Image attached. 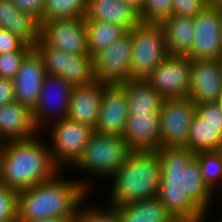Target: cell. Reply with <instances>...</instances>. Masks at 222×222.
Listing matches in <instances>:
<instances>
[{"mask_svg":"<svg viewBox=\"0 0 222 222\" xmlns=\"http://www.w3.org/2000/svg\"><path fill=\"white\" fill-rule=\"evenodd\" d=\"M40 39L75 55H89L85 18H53L40 24Z\"/></svg>","mask_w":222,"mask_h":222,"instance_id":"cell-12","label":"cell"},{"mask_svg":"<svg viewBox=\"0 0 222 222\" xmlns=\"http://www.w3.org/2000/svg\"><path fill=\"white\" fill-rule=\"evenodd\" d=\"M160 178L161 168L156 151H131L125 163L109 179L112 180V188L105 204L118 207L155 198Z\"/></svg>","mask_w":222,"mask_h":222,"instance_id":"cell-4","label":"cell"},{"mask_svg":"<svg viewBox=\"0 0 222 222\" xmlns=\"http://www.w3.org/2000/svg\"><path fill=\"white\" fill-rule=\"evenodd\" d=\"M85 26L88 52L92 58L127 32L123 27L107 22L85 20Z\"/></svg>","mask_w":222,"mask_h":222,"instance_id":"cell-27","label":"cell"},{"mask_svg":"<svg viewBox=\"0 0 222 222\" xmlns=\"http://www.w3.org/2000/svg\"><path fill=\"white\" fill-rule=\"evenodd\" d=\"M4 143H5V141L0 137V155H1L2 149L4 147Z\"/></svg>","mask_w":222,"mask_h":222,"instance_id":"cell-43","label":"cell"},{"mask_svg":"<svg viewBox=\"0 0 222 222\" xmlns=\"http://www.w3.org/2000/svg\"><path fill=\"white\" fill-rule=\"evenodd\" d=\"M39 134L42 132L35 126L30 108L16 101L0 106V137L5 142L31 139Z\"/></svg>","mask_w":222,"mask_h":222,"instance_id":"cell-21","label":"cell"},{"mask_svg":"<svg viewBox=\"0 0 222 222\" xmlns=\"http://www.w3.org/2000/svg\"><path fill=\"white\" fill-rule=\"evenodd\" d=\"M104 85L95 80L85 86L73 87L67 118L95 129L99 119Z\"/></svg>","mask_w":222,"mask_h":222,"instance_id":"cell-20","label":"cell"},{"mask_svg":"<svg viewBox=\"0 0 222 222\" xmlns=\"http://www.w3.org/2000/svg\"><path fill=\"white\" fill-rule=\"evenodd\" d=\"M156 152L161 168L157 198L167 211L172 216L209 215L218 195L204 182L195 153L188 147H163Z\"/></svg>","mask_w":222,"mask_h":222,"instance_id":"cell-1","label":"cell"},{"mask_svg":"<svg viewBox=\"0 0 222 222\" xmlns=\"http://www.w3.org/2000/svg\"><path fill=\"white\" fill-rule=\"evenodd\" d=\"M208 6L214 7V8H222V0H206Z\"/></svg>","mask_w":222,"mask_h":222,"instance_id":"cell-41","label":"cell"},{"mask_svg":"<svg viewBox=\"0 0 222 222\" xmlns=\"http://www.w3.org/2000/svg\"><path fill=\"white\" fill-rule=\"evenodd\" d=\"M122 138L132 151H156L161 148L159 114L128 116Z\"/></svg>","mask_w":222,"mask_h":222,"instance_id":"cell-19","label":"cell"},{"mask_svg":"<svg viewBox=\"0 0 222 222\" xmlns=\"http://www.w3.org/2000/svg\"><path fill=\"white\" fill-rule=\"evenodd\" d=\"M31 51H16L0 54V77L13 80L25 57Z\"/></svg>","mask_w":222,"mask_h":222,"instance_id":"cell-33","label":"cell"},{"mask_svg":"<svg viewBox=\"0 0 222 222\" xmlns=\"http://www.w3.org/2000/svg\"><path fill=\"white\" fill-rule=\"evenodd\" d=\"M196 104L185 98H164L159 116L161 123V148L187 147L191 121Z\"/></svg>","mask_w":222,"mask_h":222,"instance_id":"cell-10","label":"cell"},{"mask_svg":"<svg viewBox=\"0 0 222 222\" xmlns=\"http://www.w3.org/2000/svg\"><path fill=\"white\" fill-rule=\"evenodd\" d=\"M173 0H145L139 11V20L144 23H161L173 14Z\"/></svg>","mask_w":222,"mask_h":222,"instance_id":"cell-30","label":"cell"},{"mask_svg":"<svg viewBox=\"0 0 222 222\" xmlns=\"http://www.w3.org/2000/svg\"><path fill=\"white\" fill-rule=\"evenodd\" d=\"M41 56L46 73L58 76L73 87L94 82V64L90 55H75L46 45L41 39L34 47Z\"/></svg>","mask_w":222,"mask_h":222,"instance_id":"cell-8","label":"cell"},{"mask_svg":"<svg viewBox=\"0 0 222 222\" xmlns=\"http://www.w3.org/2000/svg\"><path fill=\"white\" fill-rule=\"evenodd\" d=\"M72 89L73 86L64 79L46 75L38 102L32 110L35 126L40 132L50 123L67 118Z\"/></svg>","mask_w":222,"mask_h":222,"instance_id":"cell-11","label":"cell"},{"mask_svg":"<svg viewBox=\"0 0 222 222\" xmlns=\"http://www.w3.org/2000/svg\"><path fill=\"white\" fill-rule=\"evenodd\" d=\"M8 222H19V219L17 218L16 220H11V221H8Z\"/></svg>","mask_w":222,"mask_h":222,"instance_id":"cell-44","label":"cell"},{"mask_svg":"<svg viewBox=\"0 0 222 222\" xmlns=\"http://www.w3.org/2000/svg\"><path fill=\"white\" fill-rule=\"evenodd\" d=\"M49 125L43 131L49 130V134L46 135L49 136L48 145L55 164L61 170L67 166L71 168L81 157L95 130L69 118L57 120Z\"/></svg>","mask_w":222,"mask_h":222,"instance_id":"cell-7","label":"cell"},{"mask_svg":"<svg viewBox=\"0 0 222 222\" xmlns=\"http://www.w3.org/2000/svg\"><path fill=\"white\" fill-rule=\"evenodd\" d=\"M0 29L10 31L32 47L40 39L39 21L20 10L12 0H0Z\"/></svg>","mask_w":222,"mask_h":222,"instance_id":"cell-23","label":"cell"},{"mask_svg":"<svg viewBox=\"0 0 222 222\" xmlns=\"http://www.w3.org/2000/svg\"><path fill=\"white\" fill-rule=\"evenodd\" d=\"M23 12L31 14L39 23L43 22V10L46 0H12Z\"/></svg>","mask_w":222,"mask_h":222,"instance_id":"cell-36","label":"cell"},{"mask_svg":"<svg viewBox=\"0 0 222 222\" xmlns=\"http://www.w3.org/2000/svg\"><path fill=\"white\" fill-rule=\"evenodd\" d=\"M132 35L127 31L93 58L94 76L106 85H121L131 76Z\"/></svg>","mask_w":222,"mask_h":222,"instance_id":"cell-9","label":"cell"},{"mask_svg":"<svg viewBox=\"0 0 222 222\" xmlns=\"http://www.w3.org/2000/svg\"><path fill=\"white\" fill-rule=\"evenodd\" d=\"M127 119L126 91L121 85L105 84L95 132L102 135L122 136Z\"/></svg>","mask_w":222,"mask_h":222,"instance_id":"cell-17","label":"cell"},{"mask_svg":"<svg viewBox=\"0 0 222 222\" xmlns=\"http://www.w3.org/2000/svg\"><path fill=\"white\" fill-rule=\"evenodd\" d=\"M85 20L107 22L132 30L139 22V11L124 0H88Z\"/></svg>","mask_w":222,"mask_h":222,"instance_id":"cell-22","label":"cell"},{"mask_svg":"<svg viewBox=\"0 0 222 222\" xmlns=\"http://www.w3.org/2000/svg\"><path fill=\"white\" fill-rule=\"evenodd\" d=\"M62 174L63 170L49 181L18 191L19 220L76 219L81 205L86 204L93 184L87 180V175L85 180L83 177L72 180Z\"/></svg>","mask_w":222,"mask_h":222,"instance_id":"cell-2","label":"cell"},{"mask_svg":"<svg viewBox=\"0 0 222 222\" xmlns=\"http://www.w3.org/2000/svg\"><path fill=\"white\" fill-rule=\"evenodd\" d=\"M34 47L27 45L15 34L6 29H0V54L16 51H32Z\"/></svg>","mask_w":222,"mask_h":222,"instance_id":"cell-35","label":"cell"},{"mask_svg":"<svg viewBox=\"0 0 222 222\" xmlns=\"http://www.w3.org/2000/svg\"><path fill=\"white\" fill-rule=\"evenodd\" d=\"M207 6L206 0H173V15L195 18Z\"/></svg>","mask_w":222,"mask_h":222,"instance_id":"cell-34","label":"cell"},{"mask_svg":"<svg viewBox=\"0 0 222 222\" xmlns=\"http://www.w3.org/2000/svg\"><path fill=\"white\" fill-rule=\"evenodd\" d=\"M18 191L7 187L0 181V222L18 218Z\"/></svg>","mask_w":222,"mask_h":222,"instance_id":"cell-32","label":"cell"},{"mask_svg":"<svg viewBox=\"0 0 222 222\" xmlns=\"http://www.w3.org/2000/svg\"><path fill=\"white\" fill-rule=\"evenodd\" d=\"M191 59L168 55L146 79L163 98H185L190 92Z\"/></svg>","mask_w":222,"mask_h":222,"instance_id":"cell-13","label":"cell"},{"mask_svg":"<svg viewBox=\"0 0 222 222\" xmlns=\"http://www.w3.org/2000/svg\"><path fill=\"white\" fill-rule=\"evenodd\" d=\"M47 73L41 56L33 49L13 79L15 101L33 110Z\"/></svg>","mask_w":222,"mask_h":222,"instance_id":"cell-18","label":"cell"},{"mask_svg":"<svg viewBox=\"0 0 222 222\" xmlns=\"http://www.w3.org/2000/svg\"><path fill=\"white\" fill-rule=\"evenodd\" d=\"M208 215L172 216L168 222H204Z\"/></svg>","mask_w":222,"mask_h":222,"instance_id":"cell-38","label":"cell"},{"mask_svg":"<svg viewBox=\"0 0 222 222\" xmlns=\"http://www.w3.org/2000/svg\"><path fill=\"white\" fill-rule=\"evenodd\" d=\"M222 91V60L191 59L188 98L196 105L216 103Z\"/></svg>","mask_w":222,"mask_h":222,"instance_id":"cell-16","label":"cell"},{"mask_svg":"<svg viewBox=\"0 0 222 222\" xmlns=\"http://www.w3.org/2000/svg\"><path fill=\"white\" fill-rule=\"evenodd\" d=\"M19 222H75V220H65L60 218H43L40 220H19Z\"/></svg>","mask_w":222,"mask_h":222,"instance_id":"cell-39","label":"cell"},{"mask_svg":"<svg viewBox=\"0 0 222 222\" xmlns=\"http://www.w3.org/2000/svg\"><path fill=\"white\" fill-rule=\"evenodd\" d=\"M121 86L126 91L128 116L159 114L164 98L144 79H131Z\"/></svg>","mask_w":222,"mask_h":222,"instance_id":"cell-25","label":"cell"},{"mask_svg":"<svg viewBox=\"0 0 222 222\" xmlns=\"http://www.w3.org/2000/svg\"><path fill=\"white\" fill-rule=\"evenodd\" d=\"M222 146V111L216 103L196 105L187 147L194 153L216 151Z\"/></svg>","mask_w":222,"mask_h":222,"instance_id":"cell-14","label":"cell"},{"mask_svg":"<svg viewBox=\"0 0 222 222\" xmlns=\"http://www.w3.org/2000/svg\"><path fill=\"white\" fill-rule=\"evenodd\" d=\"M122 136L102 135L94 132L85 146L81 157L70 168L89 175L90 178L109 179L125 163L131 153ZM89 173V174H88ZM99 177V178H98Z\"/></svg>","mask_w":222,"mask_h":222,"instance_id":"cell-5","label":"cell"},{"mask_svg":"<svg viewBox=\"0 0 222 222\" xmlns=\"http://www.w3.org/2000/svg\"><path fill=\"white\" fill-rule=\"evenodd\" d=\"M169 55H187L195 36V18L171 15L161 23Z\"/></svg>","mask_w":222,"mask_h":222,"instance_id":"cell-24","label":"cell"},{"mask_svg":"<svg viewBox=\"0 0 222 222\" xmlns=\"http://www.w3.org/2000/svg\"><path fill=\"white\" fill-rule=\"evenodd\" d=\"M216 104L218 105L219 109L222 111V91H221V94L217 98Z\"/></svg>","mask_w":222,"mask_h":222,"instance_id":"cell-42","label":"cell"},{"mask_svg":"<svg viewBox=\"0 0 222 222\" xmlns=\"http://www.w3.org/2000/svg\"><path fill=\"white\" fill-rule=\"evenodd\" d=\"M15 101L13 80L0 77V106Z\"/></svg>","mask_w":222,"mask_h":222,"instance_id":"cell-37","label":"cell"},{"mask_svg":"<svg viewBox=\"0 0 222 222\" xmlns=\"http://www.w3.org/2000/svg\"><path fill=\"white\" fill-rule=\"evenodd\" d=\"M40 135L4 143L0 155V181L7 187L21 191L49 181L62 171Z\"/></svg>","mask_w":222,"mask_h":222,"instance_id":"cell-3","label":"cell"},{"mask_svg":"<svg viewBox=\"0 0 222 222\" xmlns=\"http://www.w3.org/2000/svg\"><path fill=\"white\" fill-rule=\"evenodd\" d=\"M195 158L206 185L215 195L219 190L221 192L219 195H222V152L220 150L201 151L195 153Z\"/></svg>","mask_w":222,"mask_h":222,"instance_id":"cell-28","label":"cell"},{"mask_svg":"<svg viewBox=\"0 0 222 222\" xmlns=\"http://www.w3.org/2000/svg\"><path fill=\"white\" fill-rule=\"evenodd\" d=\"M114 208L122 222H168L172 217L157 197Z\"/></svg>","mask_w":222,"mask_h":222,"instance_id":"cell-26","label":"cell"},{"mask_svg":"<svg viewBox=\"0 0 222 222\" xmlns=\"http://www.w3.org/2000/svg\"><path fill=\"white\" fill-rule=\"evenodd\" d=\"M131 76L146 80L169 55L160 23L139 22L132 30Z\"/></svg>","mask_w":222,"mask_h":222,"instance_id":"cell-6","label":"cell"},{"mask_svg":"<svg viewBox=\"0 0 222 222\" xmlns=\"http://www.w3.org/2000/svg\"><path fill=\"white\" fill-rule=\"evenodd\" d=\"M189 59L222 60V17L218 8L207 6L195 17V36Z\"/></svg>","mask_w":222,"mask_h":222,"instance_id":"cell-15","label":"cell"},{"mask_svg":"<svg viewBox=\"0 0 222 222\" xmlns=\"http://www.w3.org/2000/svg\"><path fill=\"white\" fill-rule=\"evenodd\" d=\"M88 0H46L43 21L53 18H85Z\"/></svg>","mask_w":222,"mask_h":222,"instance_id":"cell-29","label":"cell"},{"mask_svg":"<svg viewBox=\"0 0 222 222\" xmlns=\"http://www.w3.org/2000/svg\"><path fill=\"white\" fill-rule=\"evenodd\" d=\"M100 207V208H99ZM75 222H122L121 218L114 207L105 205L103 207L94 205L86 208L85 205L80 207Z\"/></svg>","mask_w":222,"mask_h":222,"instance_id":"cell-31","label":"cell"},{"mask_svg":"<svg viewBox=\"0 0 222 222\" xmlns=\"http://www.w3.org/2000/svg\"><path fill=\"white\" fill-rule=\"evenodd\" d=\"M124 1L128 2L138 11H140V9L143 7V4L145 2V0H124Z\"/></svg>","mask_w":222,"mask_h":222,"instance_id":"cell-40","label":"cell"}]
</instances>
